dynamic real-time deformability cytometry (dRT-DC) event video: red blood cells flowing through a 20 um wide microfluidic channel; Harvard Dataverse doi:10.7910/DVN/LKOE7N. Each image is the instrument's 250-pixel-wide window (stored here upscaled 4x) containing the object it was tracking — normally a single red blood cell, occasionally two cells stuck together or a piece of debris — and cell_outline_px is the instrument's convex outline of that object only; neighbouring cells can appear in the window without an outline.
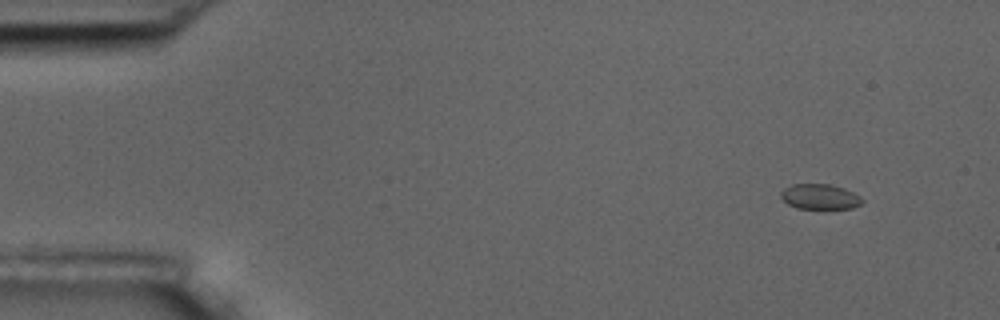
{"species": "common noctule bat (a hibernating species)", "species_latin": "Nyctalus noctula", "temperature_condition": "room temperature", "stored_images_in_passage": 14, "camera_frame_rate_fps": 3000, "um_per_image_px": 0.085, "animal": {"sex": "male", "body_mass_g": 17.5, "forearm_length_mm": 52.3}, "frame": {"image": 1, "passage_image": 1, "time_ms": 0.0, "image_size_px": [1000, 320], "cell_outline_px": [[864, 200], [860, 204], [852, 208], [796, 208], [788, 204], [780, 196], [780, 192], [784, 188], [792, 184], [828, 184], [844, 188], [860, 196]], "centroid_in_image_um": [69.67, 16.71], "position_along_channel_um": 15.3, "area_um2": 11.85}}
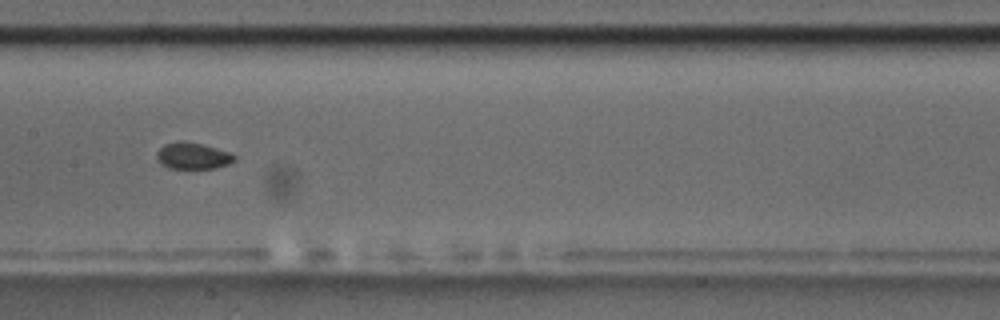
{"frame": {"image": 2, "passage_image": 7, "time_ms": 8.0, "image_size_px": [1000, 320], "cell_outline_px": [[236, 160], [228, 164], [216, 168], [168, 168], [160, 164], [156, 156], [156, 152], [164, 144], [180, 140], [184, 140], [200, 144], [228, 152], [236, 156]], "centroid_in_image_um": [16.35, 13.25], "position_along_channel_um": 191.0, "area_um2": 11.96}}
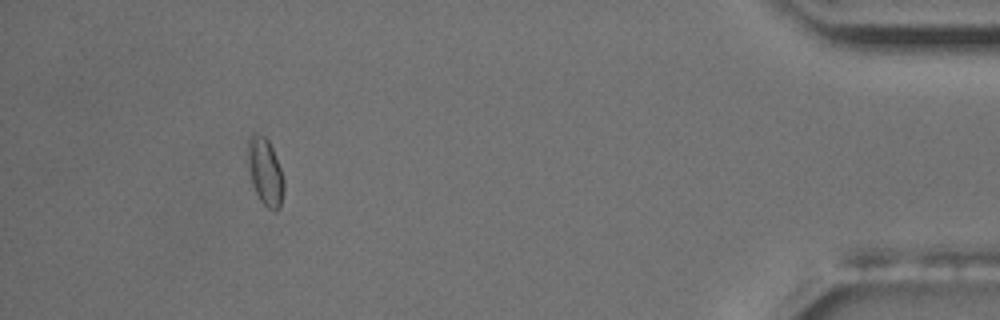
{"frame": {"image": 3, "passage_image": 13, "time_ms": 16.0, "image_size_px": [1000, 320], "cell_outline_px": [[284, 192], [280, 208], [268, 208], [260, 200], [252, 184], [248, 172], [248, 136], [252, 132], [264, 136], [268, 140], [272, 148], [280, 168], [284, 180]], "centroid_in_image_um": [22.52, 14.57], "position_along_channel_um": 412.7, "area_um2": 14.05}, "authors_computed_cell_mechanics": {"area_um2": 11.9357, "velocity_mm_per_s": 3.5254, "shape_relaxation_time_tau1_ms": 2.2814, "shape_relaxation_time_tau2_ms": null, "deformation_change_tau1": 0.0429, "deformation_change_tau2": null}}